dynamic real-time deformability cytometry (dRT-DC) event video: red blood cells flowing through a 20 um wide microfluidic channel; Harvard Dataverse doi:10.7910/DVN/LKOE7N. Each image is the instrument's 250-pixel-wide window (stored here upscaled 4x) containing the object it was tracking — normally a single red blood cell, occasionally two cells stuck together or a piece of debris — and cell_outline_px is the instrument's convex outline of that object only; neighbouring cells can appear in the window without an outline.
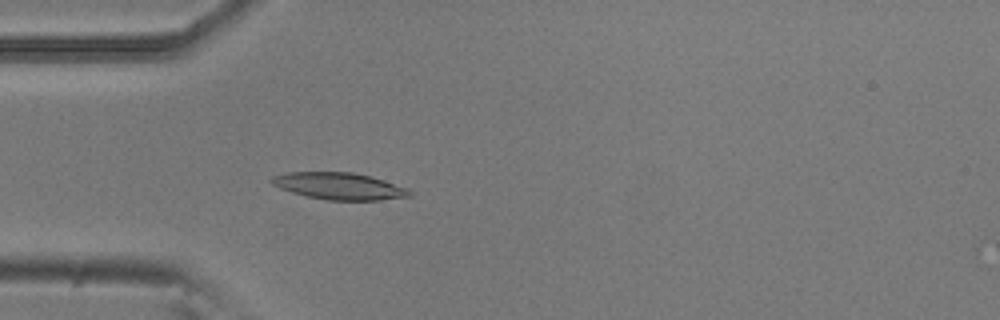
{"species": "common noctule bat (a hibernating species)", "species_latin": "Nyctalus noctula", "temperature_condition": "room temperature", "stored_images_in_passage": 15, "camera_frame_rate_fps": 3000, "um_per_image_px": 0.085, "animal": {"sex": "male", "body_mass_g": 20.5, "forearm_length_mm": 52.5}, "frame": {"image": 1, "passage_image": 12, "time_ms": 3.667, "image_size_px": [1000, 320], "cell_outline_px": [[412, 196], [380, 200], [328, 200], [308, 196], [292, 192], [280, 188], [272, 184], [268, 180], [272, 176], [288, 172], [352, 172], [372, 176], [408, 188], [412, 192]], "centroid_in_image_um": [28.85, 15.81], "position_along_channel_um": 56.2, "area_um2": 21.68}}
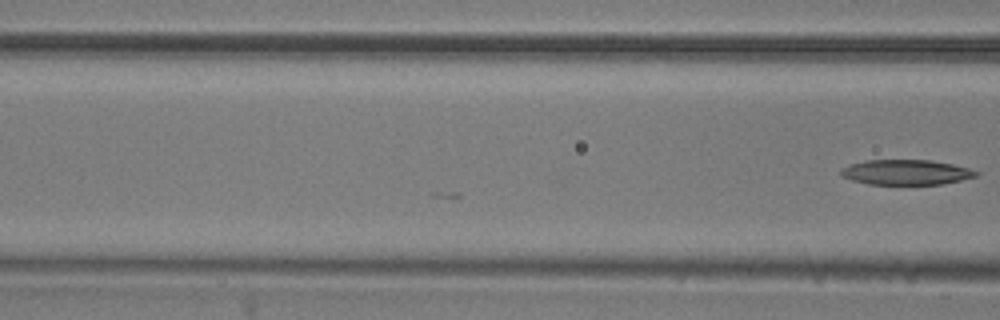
{"frame": {"image": 2, "passage_image": 15, "time_ms": 4.667, "image_size_px": [1000, 320], "cell_outline_px": [[980, 172], [976, 176], [960, 180], [940, 184], [868, 184], [852, 180], [840, 176], [840, 168], [864, 160], [932, 160], [952, 164], [968, 168]], "centroid_in_image_um": [76.98, 14.63], "position_along_channel_um": 89.6, "area_um2": 19.71}}